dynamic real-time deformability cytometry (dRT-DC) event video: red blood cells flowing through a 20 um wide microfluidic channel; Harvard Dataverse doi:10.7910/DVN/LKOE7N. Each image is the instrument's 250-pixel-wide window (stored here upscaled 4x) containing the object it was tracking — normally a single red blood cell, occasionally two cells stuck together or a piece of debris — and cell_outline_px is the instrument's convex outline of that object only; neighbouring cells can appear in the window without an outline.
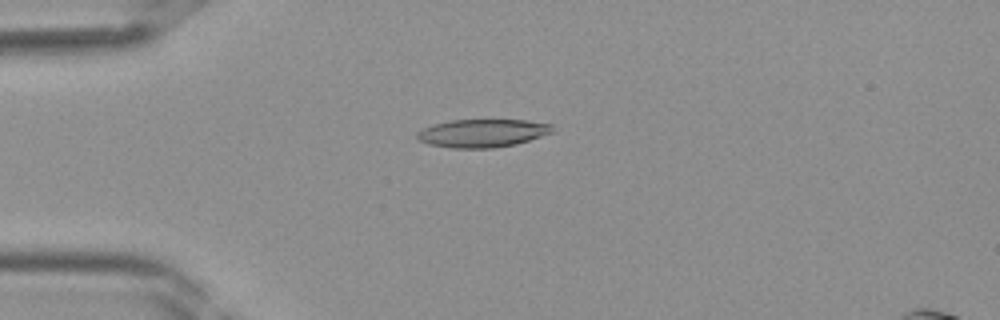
{"species": "Egyptian fruit bat (a non-hibernating species)", "species_latin": "Rousettus aegyptiacus", "temperature_condition": "room temperature", "stored_images_in_passage": 39, "camera_frame_rate_fps": 3000, "um_per_image_px": 0.085, "frame": {"image": 1, "passage_image": 10, "time_ms": 3.0, "image_size_px": [1000, 320], "cell_outline_px": [[556, 132], [516, 144], [492, 148], [452, 148], [428, 144], [420, 140], [416, 136], [416, 132], [424, 128], [436, 124], [452, 120], [528, 120], [552, 124]], "centroid_in_image_um": [41.07, 11.32], "position_along_channel_um": 43.9, "area_um2": 22.2}}
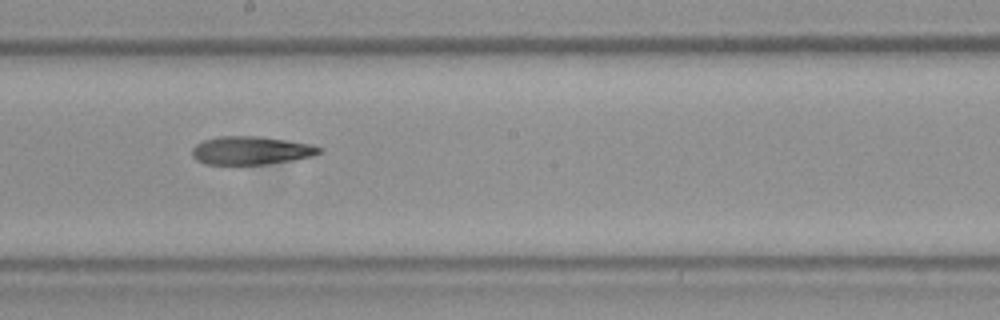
{"frame": {"image": 2, "passage_image": 22, "time_ms": 7.0, "image_size_px": [1000, 320], "cell_outline_px": [[324, 152], [312, 156], [292, 160], [264, 164], [204, 164], [196, 160], [192, 156], [192, 148], [196, 144], [204, 140], [220, 136], [260, 136], [288, 140], [312, 144], [324, 148]], "centroid_in_image_um": [21.37, 12.78], "position_along_channel_um": 226.8, "area_um2": 21.1}}
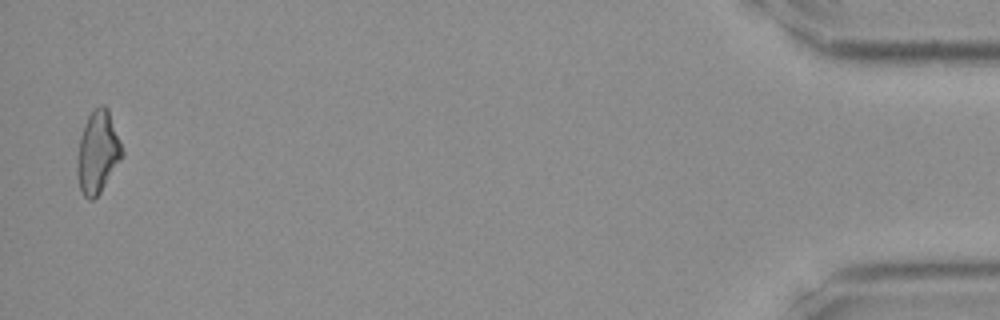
{"frame": {"image": 3, "passage_image": 39, "time_ms": 12.667, "image_size_px": [1000, 320], "cell_outline_px": [[124, 156], [100, 192], [92, 200], [88, 200], [84, 196], [80, 188], [76, 176], [76, 160], [80, 136], [84, 124], [88, 116], [100, 104], [104, 104], [108, 108], [120, 140], [124, 152]], "centroid_in_image_um": [8.3, 12.94], "position_along_channel_um": 426.9, "area_um2": 21.73}}